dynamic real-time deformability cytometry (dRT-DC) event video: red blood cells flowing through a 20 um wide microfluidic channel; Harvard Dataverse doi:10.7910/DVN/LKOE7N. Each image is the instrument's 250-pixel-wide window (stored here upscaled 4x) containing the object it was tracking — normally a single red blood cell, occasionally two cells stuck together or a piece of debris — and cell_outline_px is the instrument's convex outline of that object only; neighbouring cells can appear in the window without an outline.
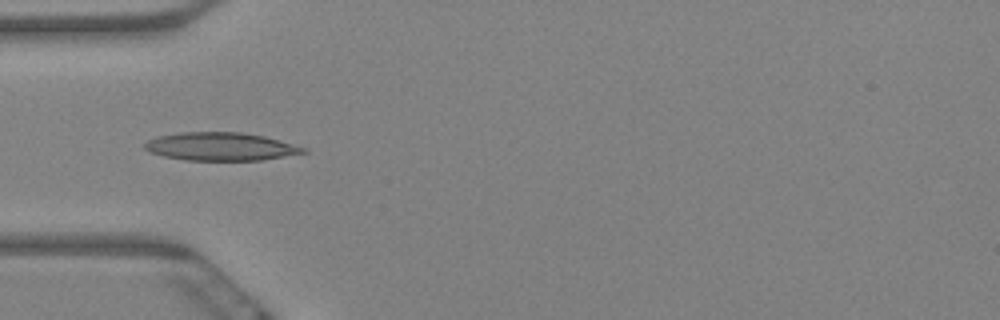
{"species": "Egyptian fruit bat (a non-hibernating species)", "species_latin": "Rousettus aegyptiacus", "temperature_condition": "warm", "stored_images_in_passage": 6, "camera_frame_rate_fps": 3000, "um_per_image_px": 0.085, "animal": {"sex": "female"}, "frame": {"image": 1, "passage_image": 5, "time_ms": 1.333, "image_size_px": [1000, 320], "cell_outline_px": [[308, 152], [260, 160], [184, 160], [164, 156], [148, 152], [144, 148], [144, 144], [148, 140], [156, 136], [180, 132], [240, 132], [264, 136], [308, 148]], "centroid_in_image_um": [18.73, 12.45], "position_along_channel_um": 66.3, "area_um2": 26.01}}
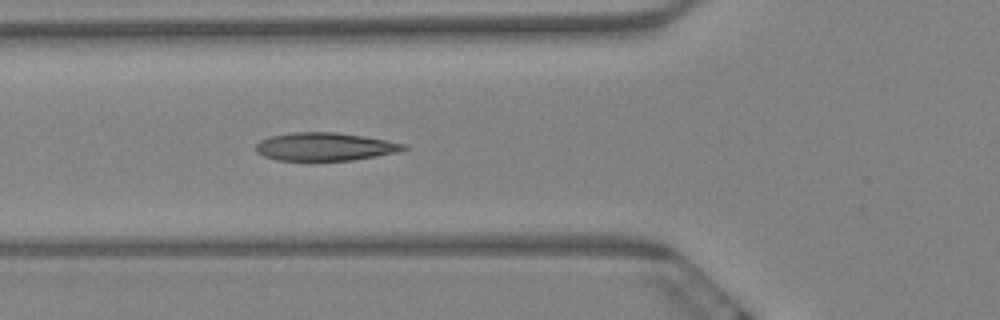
{"frame": {"image": 2, "passage_image": 6, "time_ms": 1.667, "image_size_px": [1000, 320], "cell_outline_px": [[408, 148], [396, 152], [376, 156], [352, 160], [276, 160], [264, 156], [256, 152], [256, 144], [260, 140], [272, 136], [292, 132], [336, 132], [364, 136], [408, 144]], "centroid_in_image_um": [27.62, 12.46], "position_along_channel_um": 98.2, "area_um2": 24.1}}